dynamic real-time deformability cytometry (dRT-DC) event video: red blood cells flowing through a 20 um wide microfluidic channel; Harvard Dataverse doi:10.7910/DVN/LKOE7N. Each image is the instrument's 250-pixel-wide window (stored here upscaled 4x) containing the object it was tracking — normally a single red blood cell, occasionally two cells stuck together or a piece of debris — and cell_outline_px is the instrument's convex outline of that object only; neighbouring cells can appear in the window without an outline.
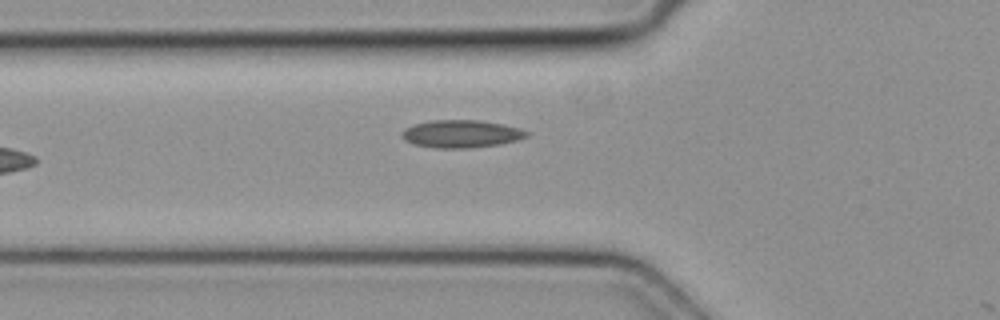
{"species": "common noctule bat (a hibernating species)", "species_latin": "Nyctalus noctula", "temperature_condition": "cold", "stored_images_in_passage": 3, "camera_frame_rate_fps": 3000, "um_per_image_px": 0.085, "animal": {"sex": "female", "body_mass_g": 19.3, "forearm_length_mm": 54.1}, "frame": {"image": 1, "passage_image": 3, "time_ms": 0.667, "image_size_px": [1000, 320], "cell_outline_px": [[528, 136], [516, 140], [500, 144], [468, 148], [436, 148], [416, 144], [404, 140], [400, 136], [400, 132], [404, 128], [412, 124], [432, 120], [480, 120], [504, 124], [520, 128], [528, 132]], "centroid_in_image_um": [39.17, 11.37], "position_along_channel_um": 86.6, "area_um2": 20.23}}